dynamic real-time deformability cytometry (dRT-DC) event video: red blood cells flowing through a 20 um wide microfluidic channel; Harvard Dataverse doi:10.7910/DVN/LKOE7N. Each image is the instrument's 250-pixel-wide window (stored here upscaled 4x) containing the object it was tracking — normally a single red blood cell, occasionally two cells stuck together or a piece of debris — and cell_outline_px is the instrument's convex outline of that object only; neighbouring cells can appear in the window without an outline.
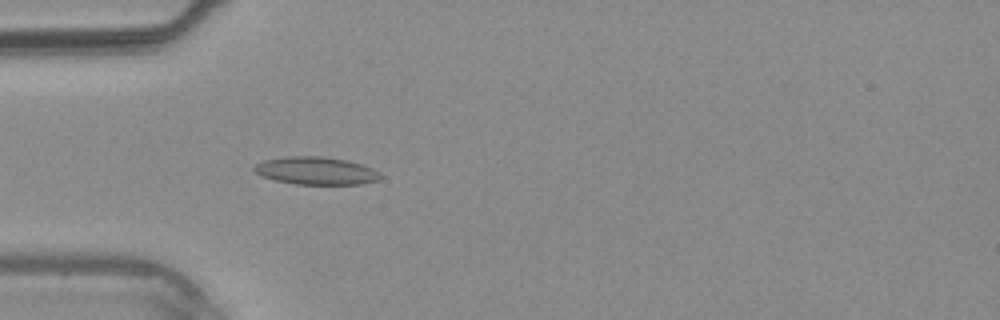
{"species": "common noctule bat (a hibernating species)", "species_latin": "Nyctalus noctula", "temperature_condition": "warm", "stored_images_in_passage": 4, "camera_frame_rate_fps": 3000, "um_per_image_px": 0.085, "animal": {"sex": "male", "body_mass_g": 20.4}, "frame": {"image": 1, "passage_image": 4, "time_ms": 3.667, "image_size_px": [1000, 320], "cell_outline_px": [[384, 176], [380, 180], [360, 184], [296, 184], [276, 180], [260, 176], [252, 168], [256, 164], [264, 160], [288, 156], [320, 156], [348, 160], [372, 168], [380, 172]], "centroid_in_image_um": [26.89, 14.51], "position_along_channel_um": 58.1, "area_um2": 20.46}}